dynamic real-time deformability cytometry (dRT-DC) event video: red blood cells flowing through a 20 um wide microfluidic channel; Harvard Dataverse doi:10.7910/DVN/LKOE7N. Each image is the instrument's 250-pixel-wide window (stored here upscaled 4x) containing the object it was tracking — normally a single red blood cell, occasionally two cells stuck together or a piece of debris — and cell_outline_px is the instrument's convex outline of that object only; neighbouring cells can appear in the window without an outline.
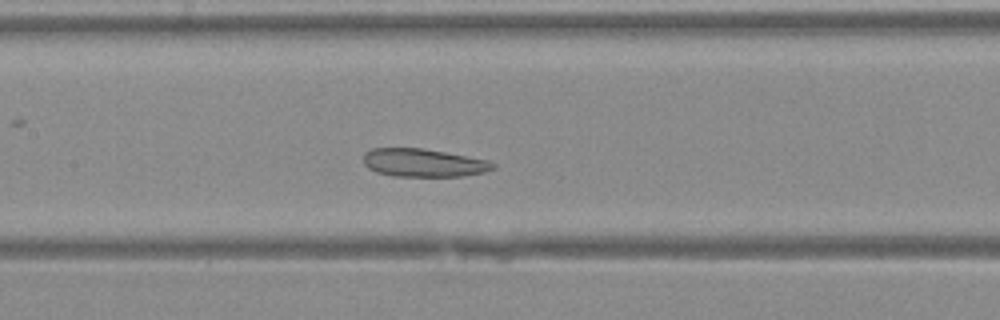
{"species": "Egyptian fruit bat (a non-hibernating species)", "species_latin": "Rousettus aegyptiacus", "temperature_condition": "warm", "stored_images_in_passage": 37, "camera_frame_rate_fps": 3000, "um_per_image_px": 0.085, "animal": {"sex": "female"}, "frame": {"image": 1, "passage_image": 16, "time_ms": 5.0, "image_size_px": [1000, 320], "cell_outline_px": [[496, 168], [484, 172], [464, 176], [392, 176], [376, 172], [368, 168], [364, 164], [364, 152], [372, 148], [424, 148], [488, 160], [496, 164]], "centroid_in_image_um": [35.99, 13.83], "position_along_channel_um": 171.4, "area_um2": 21.33}}
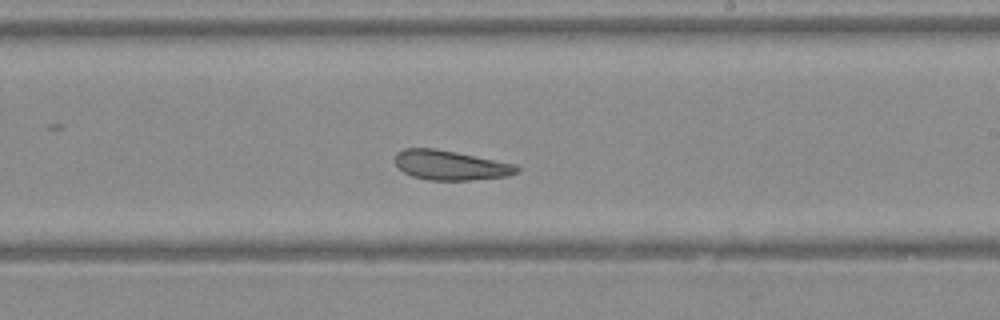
{"frame": {"image": 2, "passage_image": 21, "time_ms": 6.667, "image_size_px": [1000, 320], "cell_outline_px": [[520, 172], [508, 176], [468, 180], [428, 180], [412, 176], [404, 172], [396, 164], [396, 152], [404, 148], [432, 148], [456, 152], [516, 164], [520, 168]], "centroid_in_image_um": [38.32, 14.04], "position_along_channel_um": 250.7, "area_um2": 20.98}}
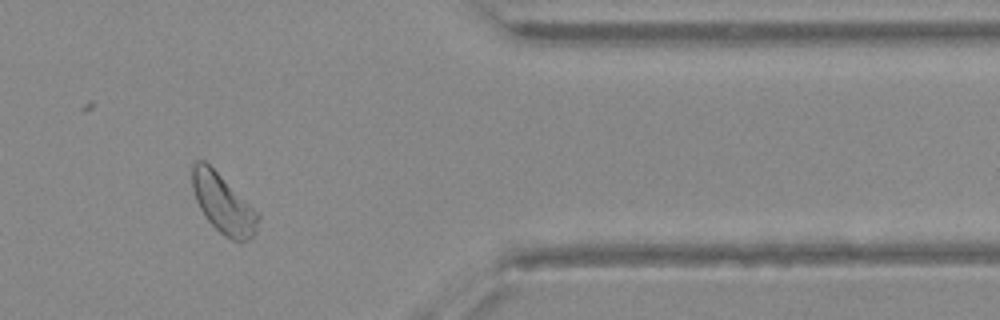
{"frame": {"image": 3, "passage_image": 31, "time_ms": 10.0, "image_size_px": [1000, 320], "cell_outline_px": [[260, 220], [256, 232], [248, 240], [240, 244], [224, 236], [208, 220], [200, 208], [196, 200], [192, 188], [192, 164], [196, 160], [204, 160], [260, 212]], "centroid_in_image_um": [19.01, 17.34], "position_along_channel_um": 392.4, "area_um2": 22.95}}